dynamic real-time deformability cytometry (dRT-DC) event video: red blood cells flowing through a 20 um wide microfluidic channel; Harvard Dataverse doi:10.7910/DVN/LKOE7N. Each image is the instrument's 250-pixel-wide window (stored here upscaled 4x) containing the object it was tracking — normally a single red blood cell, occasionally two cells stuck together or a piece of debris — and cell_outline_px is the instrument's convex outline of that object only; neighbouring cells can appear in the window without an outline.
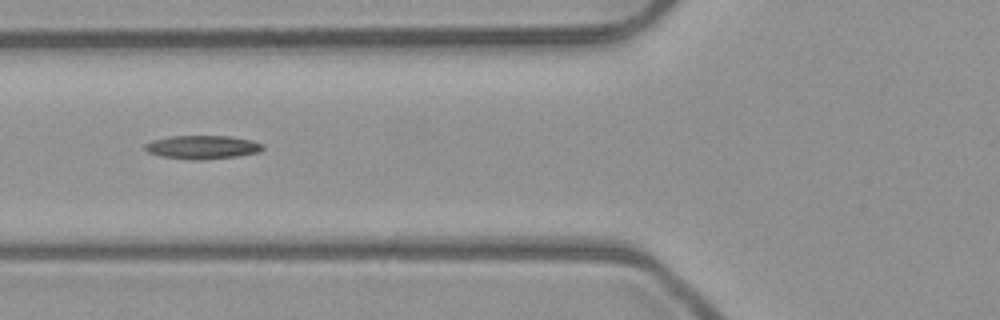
{"species": "common noctule bat (a hibernating species)", "species_latin": "Nyctalus noctula", "temperature_condition": "room temperature", "stored_images_in_passage": 6, "camera_frame_rate_fps": 3000, "um_per_image_px": 0.085, "animal": {"sex": "male", "body_mass_g": 23.1, "forearm_length_mm": 52.7}, "frame": {"image": 1, "passage_image": 6, "time_ms": 1.667, "image_size_px": [1000, 320], "cell_outline_px": [[264, 148], [260, 152], [236, 156], [196, 160], [192, 160], [160, 156], [148, 152], [144, 148], [144, 144], [152, 140], [168, 136], [232, 136], [252, 140], [264, 144]], "centroid_in_image_um": [17.2, 12.5], "position_along_channel_um": 108.6, "area_um2": 16.24}}